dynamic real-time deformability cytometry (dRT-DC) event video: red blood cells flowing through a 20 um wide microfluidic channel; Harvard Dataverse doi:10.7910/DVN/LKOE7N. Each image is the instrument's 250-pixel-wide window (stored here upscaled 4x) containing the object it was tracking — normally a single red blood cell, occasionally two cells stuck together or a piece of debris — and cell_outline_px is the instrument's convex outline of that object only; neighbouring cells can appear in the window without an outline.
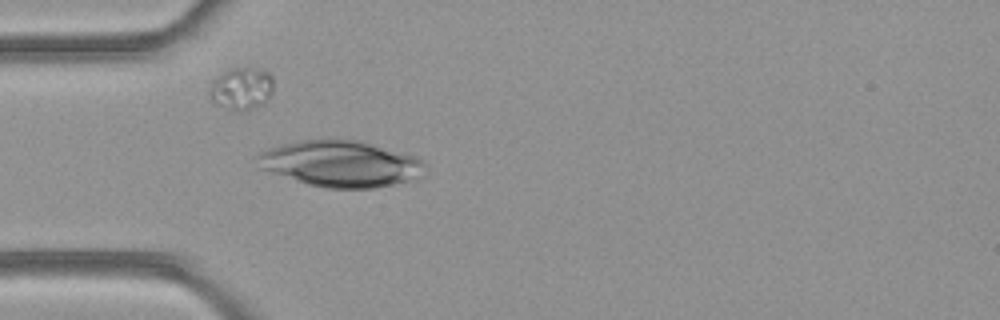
{"species": "common noctule bat (a hibernating species)", "species_latin": "Nyctalus noctula", "temperature_condition": "room temperature", "stored_images_in_passage": 37, "segment_of_instrument_passage": [1, 2], "camera_frame_rate_fps": 3000, "um_per_image_px": 0.085, "animal": {"sex": "female", "body_mass_g": 21.9}, "frame": {"image": 1, "passage_image": 1, "time_ms": 0.0, "image_size_px": [1000, 320], "cell_outline_px": [[428, 164], [416, 180], [372, 188], [328, 188], [308, 184], [260, 168], [256, 156], [260, 152], [268, 148], [284, 144], [304, 140], [356, 140], [372, 144], [416, 156], [424, 160]], "centroid_in_image_um": [29.01, 13.93], "position_along_channel_um": 56.0, "area_um2": 44.74}}
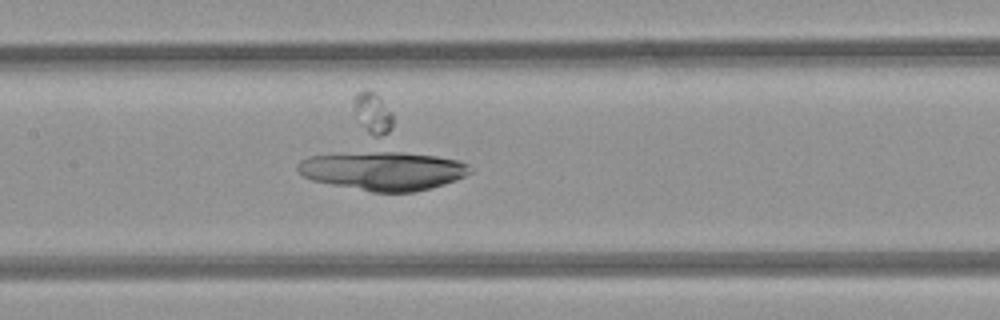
{"frame": {"image": 2, "passage_image": 10, "time_ms": 3.0, "image_size_px": [1000, 320], "cell_outline_px": [[472, 172], [456, 180], [432, 188], [416, 192], [372, 192], [312, 180], [304, 176], [296, 168], [296, 164], [300, 160], [308, 156], [384, 148], [388, 148], [460, 160], [468, 164], [472, 168]], "centroid_in_image_um": [32.58, 14.46], "position_along_channel_um": 174.8, "area_um2": 40.29}}
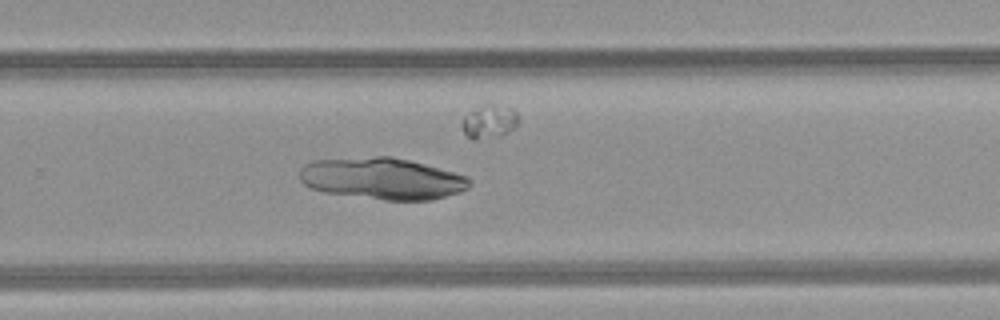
{"frame": {"image": 3, "passage_image": 19, "time_ms": 6.0, "image_size_px": [1000, 320], "cell_outline_px": [[472, 184], [468, 188], [460, 192], [432, 200], [384, 200], [324, 192], [312, 188], [304, 184], [300, 180], [300, 168], [304, 164], [316, 160], [376, 156], [392, 156], [424, 164], [468, 176], [472, 180]], "centroid_in_image_um": [32.51, 15.18], "position_along_channel_um": 297.3, "area_um2": 41.27}}